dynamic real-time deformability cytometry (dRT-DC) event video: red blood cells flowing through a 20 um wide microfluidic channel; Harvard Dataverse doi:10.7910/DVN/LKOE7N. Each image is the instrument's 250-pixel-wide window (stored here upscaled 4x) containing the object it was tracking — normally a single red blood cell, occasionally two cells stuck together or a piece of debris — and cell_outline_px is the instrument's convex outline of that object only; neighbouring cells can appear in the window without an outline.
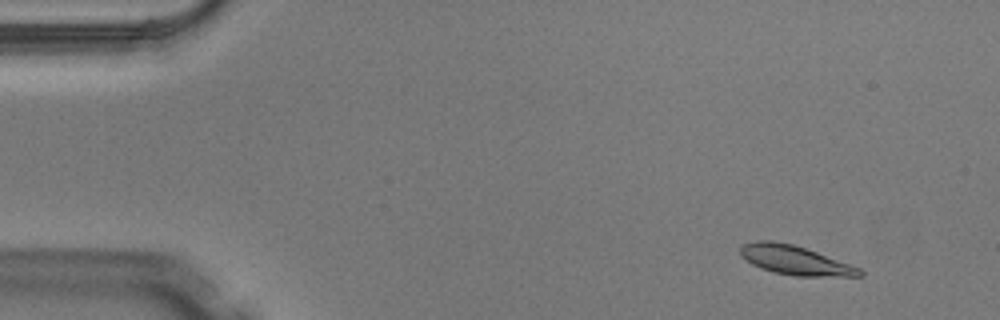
{"species": "Egyptian fruit bat (a non-hibernating species)", "species_latin": "Rousettus aegyptiacus", "temperature_condition": "warm", "stored_images_in_passage": 5, "camera_frame_rate_fps": 3000, "um_per_image_px": 0.085, "animal": {"sex": "male"}, "frame": {"image": 1, "passage_image": 2, "time_ms": 0.333, "image_size_px": [1000, 320], "cell_outline_px": [[864, 276], [796, 276], [772, 272], [760, 268], [752, 264], [740, 256], [740, 244], [756, 240], [772, 240], [792, 244], [816, 252], [860, 268], [864, 272]], "centroid_in_image_um": [67.52, 22.11], "position_along_channel_um": 17.5, "area_um2": 20.29}}